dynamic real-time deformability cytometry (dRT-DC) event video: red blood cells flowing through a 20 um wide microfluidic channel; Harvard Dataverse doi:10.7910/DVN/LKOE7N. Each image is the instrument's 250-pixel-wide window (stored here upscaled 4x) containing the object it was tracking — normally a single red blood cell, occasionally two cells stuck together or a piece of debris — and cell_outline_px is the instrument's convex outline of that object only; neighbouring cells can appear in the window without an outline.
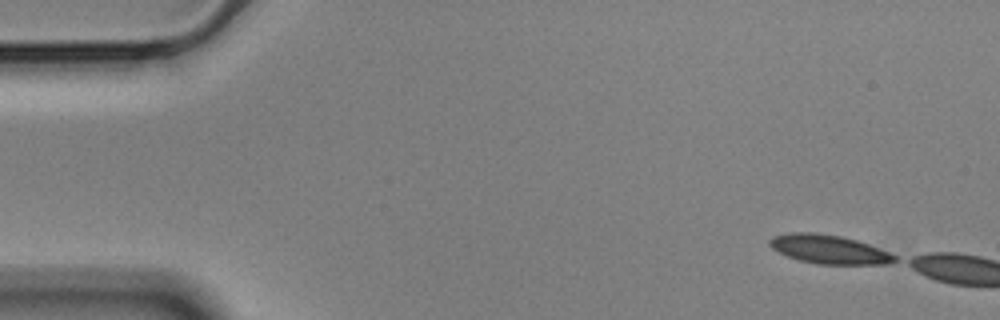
{"species": "Egyptian fruit bat (a non-hibernating species)", "species_latin": "Rousettus aegyptiacus", "temperature_condition": "cold", "stored_images_in_passage": 4, "camera_frame_rate_fps": 3000, "um_per_image_px": 0.085, "animal": {"sex": "male"}, "frame": {"image": 1, "passage_image": 1, "time_ms": 0.0, "image_size_px": [1000, 320], "cell_outline_px": [[896, 260], [888, 264], [816, 264], [800, 260], [788, 256], [772, 248], [768, 244], [768, 240], [772, 236], [792, 232], [816, 232], [840, 236], [856, 240], [868, 244], [888, 252], [896, 256]], "centroid_in_image_um": [70.43, 21.18], "position_along_channel_um": 14.6, "area_um2": 20.87}}